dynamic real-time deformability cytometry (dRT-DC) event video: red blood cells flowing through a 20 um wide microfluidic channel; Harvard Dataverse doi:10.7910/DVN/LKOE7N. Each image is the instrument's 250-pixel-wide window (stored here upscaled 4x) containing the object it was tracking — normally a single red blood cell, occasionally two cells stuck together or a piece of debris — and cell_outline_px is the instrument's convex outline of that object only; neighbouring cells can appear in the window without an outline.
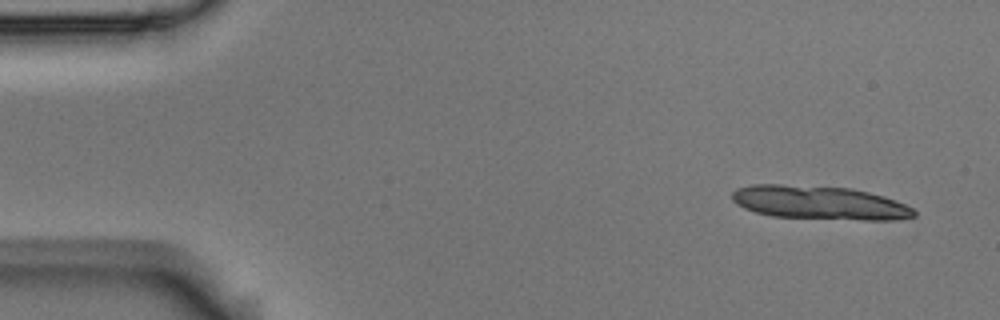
{"species": "Egyptian fruit bat (a non-hibernating species)", "species_latin": "Rousettus aegyptiacus", "temperature_condition": "room temperature", "stored_images_in_passage": 11, "camera_frame_rate_fps": 3000, "um_per_image_px": 0.085, "animal": {"sex": "male"}, "frame": {"image": 1, "passage_image": 1, "time_ms": 0.0, "image_size_px": [1000, 320], "cell_outline_px": [[916, 216], [896, 220], [860, 220], [772, 216], [756, 212], [744, 208], [736, 204], [732, 200], [732, 192], [736, 188], [752, 184], [780, 184], [852, 188], [884, 196], [904, 204], [912, 208], [916, 212]], "centroid_in_image_um": [69.64, 17.23], "position_along_channel_um": 15.4, "area_um2": 35.78}}